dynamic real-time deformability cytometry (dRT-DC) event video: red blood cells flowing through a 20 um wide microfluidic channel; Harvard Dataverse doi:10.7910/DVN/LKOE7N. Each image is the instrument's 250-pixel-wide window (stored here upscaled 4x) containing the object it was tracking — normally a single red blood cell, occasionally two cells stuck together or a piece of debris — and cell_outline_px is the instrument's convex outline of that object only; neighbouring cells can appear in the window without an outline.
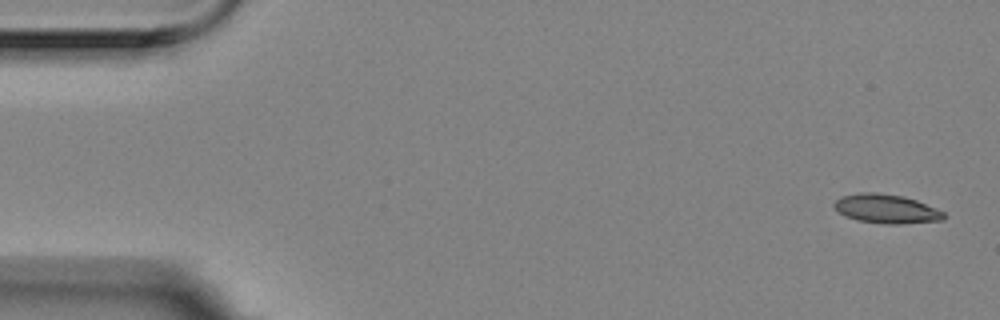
{"species": "Egyptian fruit bat (a non-hibernating species)", "species_latin": "Rousettus aegyptiacus", "temperature_condition": "room temperature", "stored_images_in_passage": 5, "camera_frame_rate_fps": 3000, "um_per_image_px": 0.085, "animal": {"sex": "female"}, "frame": {"image": 1, "passage_image": 1, "time_ms": 0.0, "image_size_px": [1000, 320], "cell_outline_px": [[948, 216], [944, 220], [900, 224], [884, 224], [856, 220], [844, 216], [832, 204], [840, 196], [860, 192], [876, 192], [904, 196], [916, 200], [944, 212]], "centroid_in_image_um": [75.34, 17.75], "position_along_channel_um": 9.7, "area_um2": 18.73}}
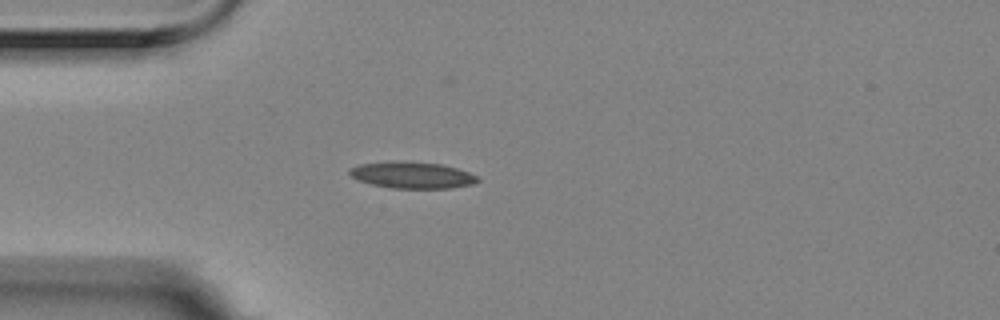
{"frame": {"image": 2, "passage_image": 5, "time_ms": 1.333, "image_size_px": [1000, 320], "cell_outline_px": [[480, 180], [472, 184], [448, 188], [392, 188], [372, 184], [360, 180], [352, 176], [348, 172], [348, 168], [356, 164], [440, 164], [456, 168], [480, 176]], "centroid_in_image_um": [35.09, 14.93], "position_along_channel_um": 49.9, "area_um2": 18.67}}